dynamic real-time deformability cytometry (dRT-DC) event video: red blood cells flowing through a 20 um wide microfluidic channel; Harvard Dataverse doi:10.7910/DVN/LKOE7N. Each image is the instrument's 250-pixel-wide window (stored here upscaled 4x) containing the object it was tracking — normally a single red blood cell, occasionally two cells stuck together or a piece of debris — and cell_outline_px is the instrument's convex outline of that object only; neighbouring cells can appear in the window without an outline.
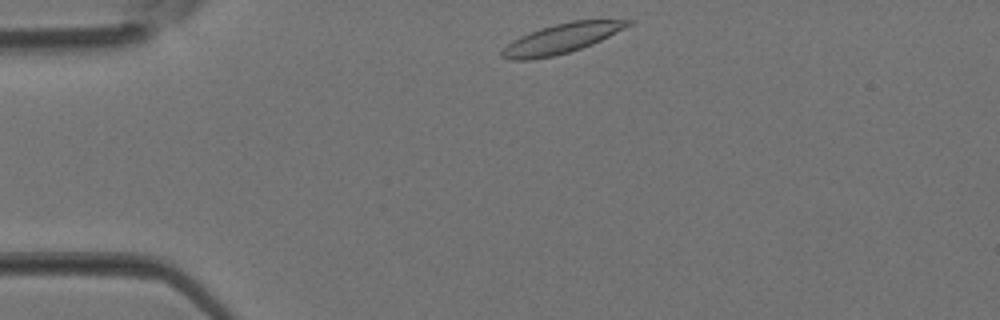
{"species": "Egyptian fruit bat (a non-hibernating species)", "species_latin": "Rousettus aegyptiacus", "temperature_condition": "room temperature", "stored_images_in_passage": 31, "camera_frame_rate_fps": 3000, "um_per_image_px": 0.085, "animal": {"sex": "female"}, "frame": {"image": 1, "passage_image": 1, "time_ms": 0.0, "image_size_px": [1000, 320], "cell_outline_px": [[636, 20], [632, 24], [592, 44], [556, 56], [532, 60], [512, 60], [500, 56], [500, 52], [512, 40], [520, 36], [540, 28], [572, 20]], "centroid_in_image_um": [47.69, 3.28], "position_along_channel_um": 37.3, "area_um2": 21.62}}
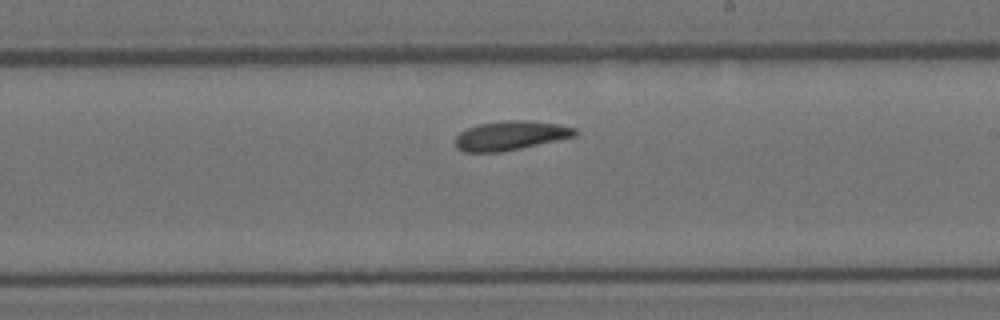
{"frame": {"image": 2, "passage_image": 15, "time_ms": 4.667, "image_size_px": [1000, 320], "cell_outline_px": [[576, 136], [520, 148], [500, 152], [464, 152], [456, 148], [456, 136], [460, 132], [468, 128], [480, 124], [504, 120], [528, 120], [560, 124], [576, 128]], "centroid_in_image_um": [43.39, 11.52], "position_along_channel_um": 245.6, "area_um2": 20.29}}
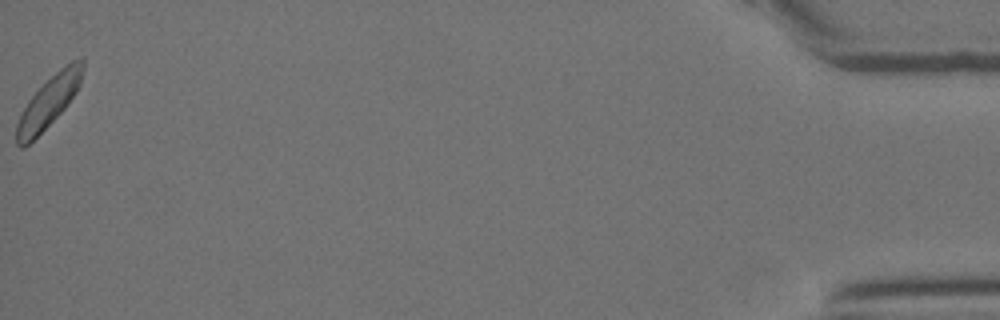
{"frame": {"image": 3, "passage_image": 31, "time_ms": 10.0, "image_size_px": [1000, 320], "cell_outline_px": [[84, 68], [80, 84], [76, 92], [64, 108], [24, 148], [20, 148], [16, 144], [16, 124], [28, 100], [60, 68], [72, 60], [80, 56], [84, 60]], "centroid_in_image_um": [4.16, 8.62], "position_along_channel_um": 431.0, "area_um2": 19.19}}